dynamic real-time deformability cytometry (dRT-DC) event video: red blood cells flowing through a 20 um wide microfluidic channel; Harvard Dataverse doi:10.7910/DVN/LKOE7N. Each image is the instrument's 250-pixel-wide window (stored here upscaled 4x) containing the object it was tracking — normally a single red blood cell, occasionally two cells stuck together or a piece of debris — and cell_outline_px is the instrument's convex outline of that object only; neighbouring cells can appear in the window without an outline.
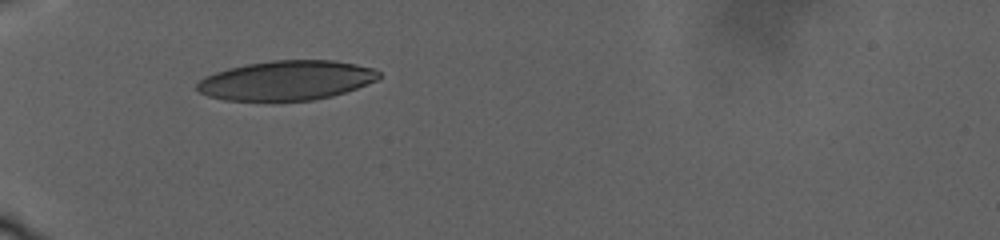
{"species": "human", "species_latin": "Homo sapiens", "temperature_condition": "warm", "stored_images_in_passage": 2, "camera_frame_rate_fps": 3000, "um_per_image_px": 0.085, "donor": {"sex": "male"}, "frame": {"image": 1, "passage_image": 1, "time_ms": 0.0, "image_size_px": [1000, 240], "cell_outline_px": [[380, 76], [376, 80], [356, 88], [332, 96], [312, 100], [224, 100], [208, 96], [200, 92], [196, 88], [196, 84], [204, 76], [228, 68], [268, 60], [336, 60], [356, 64], [372, 68], [380, 72]], "centroid_in_image_um": [24.33, 6.82], "position_along_channel_um": 60.7, "area_um2": 41.73}}